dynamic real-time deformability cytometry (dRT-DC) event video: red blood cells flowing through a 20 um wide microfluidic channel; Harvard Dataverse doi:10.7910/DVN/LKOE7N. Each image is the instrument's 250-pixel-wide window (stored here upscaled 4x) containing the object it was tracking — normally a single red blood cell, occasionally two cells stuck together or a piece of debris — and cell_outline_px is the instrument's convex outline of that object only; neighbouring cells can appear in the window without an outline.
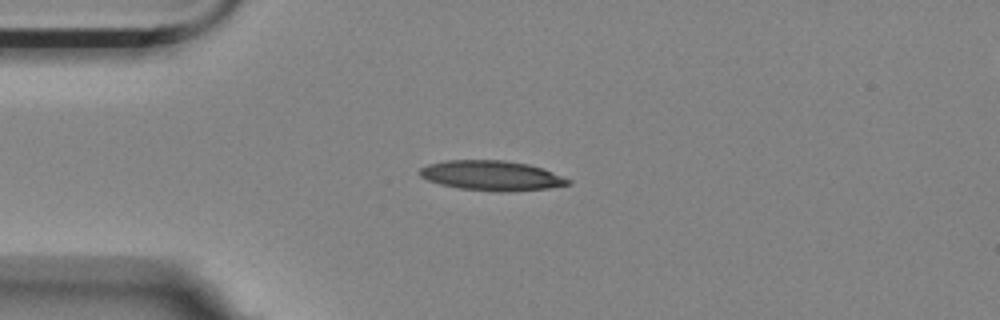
{"species": "Egyptian fruit bat (a non-hibernating species)", "species_latin": "Rousettus aegyptiacus", "temperature_condition": "room temperature", "stored_images_in_passage": 44, "camera_frame_rate_fps": 3000, "um_per_image_px": 0.085, "animal": {"sex": "female"}, "frame": {"image": 1, "passage_image": 1, "time_ms": 0.0, "image_size_px": [1000, 320], "cell_outline_px": [[572, 184], [548, 188], [508, 192], [500, 192], [460, 188], [440, 184], [428, 180], [420, 176], [420, 168], [428, 164], [444, 160], [504, 160], [528, 164], [544, 168], [572, 180]], "centroid_in_image_um": [41.83, 14.92], "position_along_channel_um": 43.2, "area_um2": 25.95}}
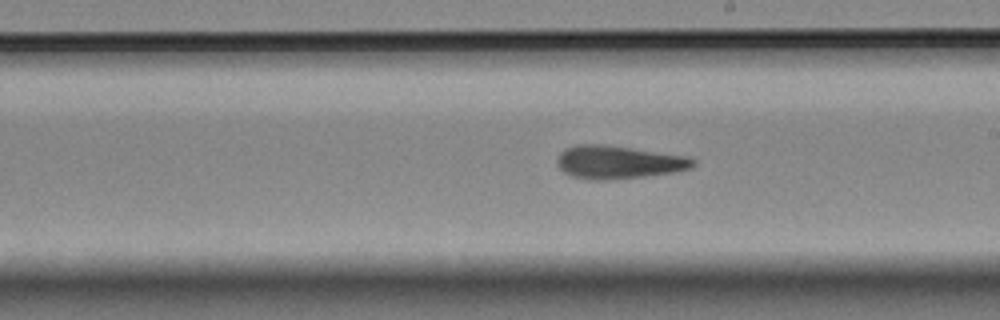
{"frame": {"image": 2, "passage_image": 19, "time_ms": 6.0, "image_size_px": [1000, 320], "cell_outline_px": [[696, 164], [692, 168], [676, 172], [644, 176], [604, 180], [588, 180], [572, 176], [564, 172], [556, 164], [556, 160], [560, 152], [576, 144], [600, 144], [688, 156], [696, 160]], "centroid_in_image_um": [52.57, 13.79], "position_along_channel_um": 236.4, "area_um2": 26.18}}
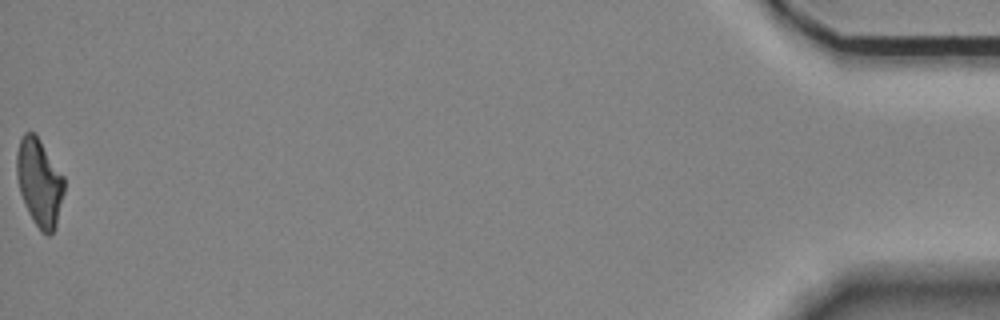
{"frame": {"image": 3, "passage_image": 44, "time_ms": 14.333, "image_size_px": [1000, 320], "cell_outline_px": [[64, 192], [56, 228], [48, 236], [40, 232], [32, 220], [28, 212], [20, 192], [16, 176], [16, 156], [20, 140], [24, 132], [32, 132], [40, 140], [64, 176]], "centroid_in_image_um": [3.35, 15.55], "position_along_channel_um": 431.8, "area_um2": 24.28}, "authors_computed_cell_mechanics": {"area_um2": 25.3164, "velocity_mm_per_s": 3.5225, "shape_relaxation_time_tau1_ms": 10.42, "shape_relaxation_time_tau2_ms": 4.3238, "deformation_change_tau1": 0.2447, "deformation_change_tau2": 0.1598}}